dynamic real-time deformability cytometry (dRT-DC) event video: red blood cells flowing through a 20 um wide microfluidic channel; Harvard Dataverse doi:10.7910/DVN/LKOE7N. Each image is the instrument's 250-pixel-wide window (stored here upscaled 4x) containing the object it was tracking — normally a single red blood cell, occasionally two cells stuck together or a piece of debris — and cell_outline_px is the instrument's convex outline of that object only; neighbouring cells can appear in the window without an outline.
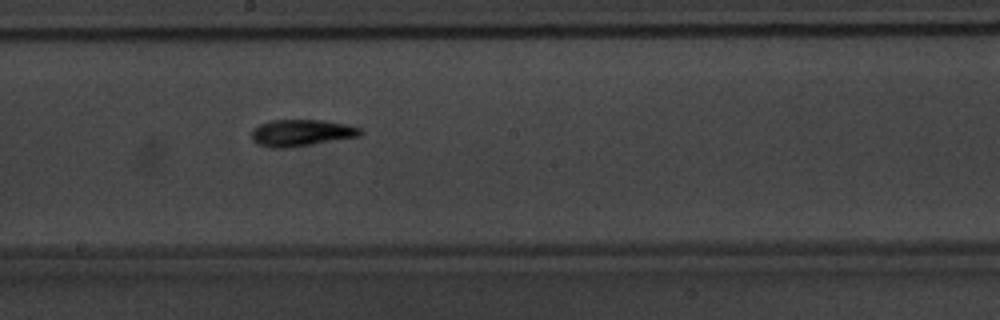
{"species": "common noctule bat (a hibernating species)", "species_latin": "Nyctalus noctula", "temperature_condition": "warm", "stored_images_in_passage": 35, "camera_frame_rate_fps": 3000, "um_per_image_px": 0.085, "animal": {"sex": "male", "body_mass_g": 20.1, "forearm_length_mm": 53.5}, "frame": {"image": 1, "passage_image": 21, "time_ms": 6.667, "image_size_px": [1000, 320], "cell_outline_px": [[364, 132], [360, 136], [288, 148], [272, 148], [256, 144], [252, 140], [252, 128], [260, 124], [272, 120], [324, 120], [348, 124], [360, 128]], "centroid_in_image_um": [25.61, 11.29], "position_along_channel_um": 222.6, "area_um2": 17.05}}
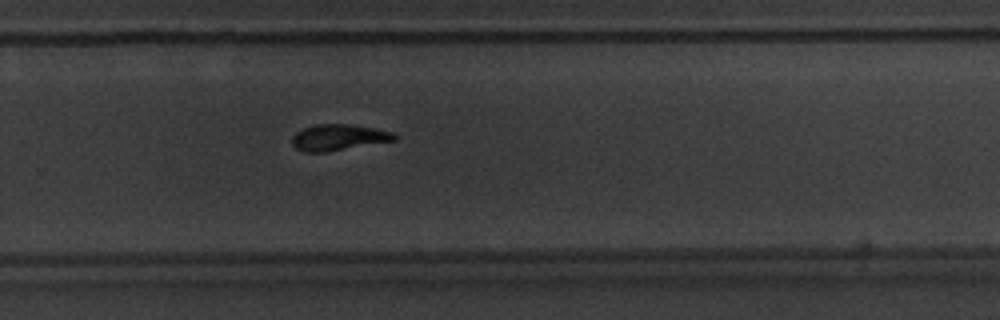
{"frame": {"image": 2, "passage_image": 27, "time_ms": 8.667, "image_size_px": [1000, 320], "cell_outline_px": [[396, 140], [328, 152], [304, 152], [296, 148], [292, 144], [292, 136], [296, 132], [304, 128], [316, 124], [348, 124], [376, 128], [392, 132], [396, 136]], "centroid_in_image_um": [28.76, 11.68], "position_along_channel_um": 301.0, "area_um2": 15.61}}
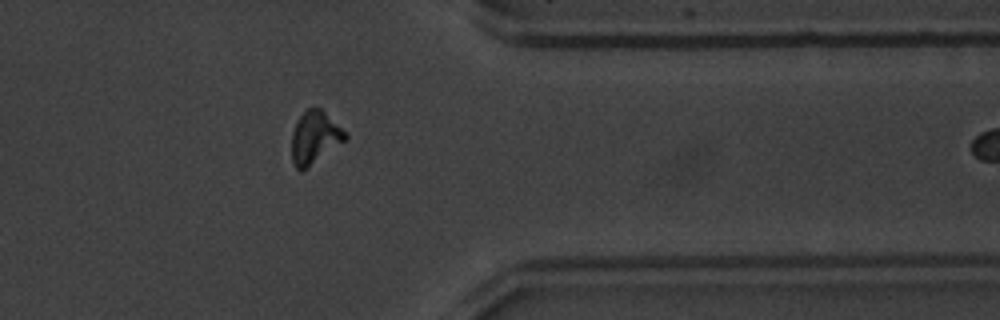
{"frame": {"image": 3, "passage_image": 34, "time_ms": 11.0, "image_size_px": [1000, 320], "cell_outline_px": [[348, 136], [344, 140], [304, 168], [296, 168], [292, 160], [292, 132], [300, 116], [308, 108], [320, 108]], "centroid_in_image_um": [26.71, 11.65], "position_along_channel_um": 384.7, "area_um2": 15.26}}